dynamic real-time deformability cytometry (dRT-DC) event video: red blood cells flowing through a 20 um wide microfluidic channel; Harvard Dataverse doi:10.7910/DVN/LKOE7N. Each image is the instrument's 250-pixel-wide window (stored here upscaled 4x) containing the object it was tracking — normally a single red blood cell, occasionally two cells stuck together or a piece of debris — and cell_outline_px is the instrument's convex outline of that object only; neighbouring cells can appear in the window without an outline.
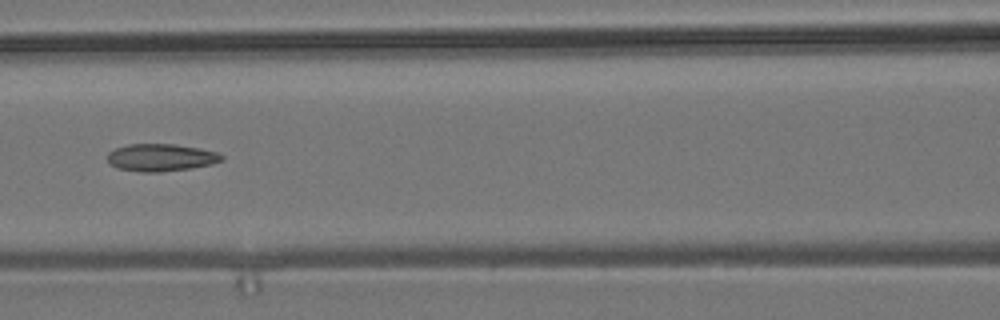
{"species": "common noctule bat (a hibernating species)", "species_latin": "Nyctalus noctula", "temperature_condition": "room temperature", "stored_images_in_passage": 7, "camera_frame_rate_fps": 3000, "um_per_image_px": 0.085, "animal": {"sex": "male", "body_mass_g": 19.2, "forearm_length_mm": 51.8}, "frame": {"image": 1, "passage_image": 7, "time_ms": 7.0, "image_size_px": [1000, 320], "cell_outline_px": [[224, 160], [212, 164], [192, 168], [160, 172], [144, 172], [116, 168], [108, 160], [108, 152], [116, 148], [128, 144], [176, 144], [200, 148], [216, 152], [224, 156]], "centroid_in_image_um": [13.71, 13.39], "position_along_channel_um": 152.9, "area_um2": 18.26}}